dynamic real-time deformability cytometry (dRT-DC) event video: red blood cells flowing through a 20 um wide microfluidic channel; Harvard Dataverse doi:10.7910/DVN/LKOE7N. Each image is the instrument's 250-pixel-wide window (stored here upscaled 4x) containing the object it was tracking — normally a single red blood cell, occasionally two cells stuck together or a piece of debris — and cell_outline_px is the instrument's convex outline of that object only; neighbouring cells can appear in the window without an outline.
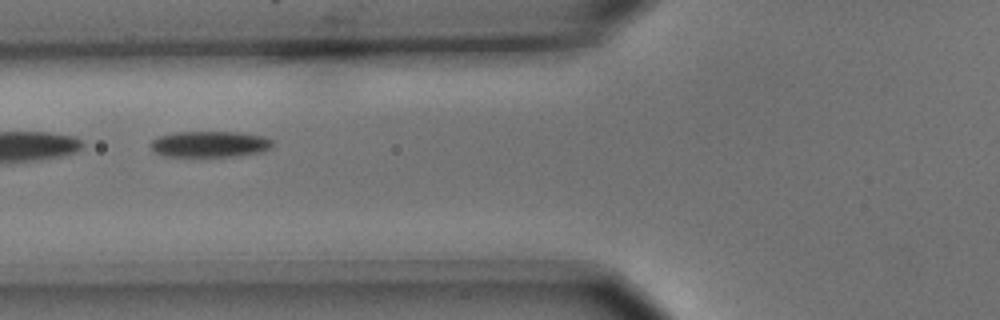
{"species": "common noctule bat (a hibernating species)", "species_latin": "Nyctalus noctula", "temperature_condition": "cold", "stored_images_in_passage": 14, "segment_of_instrument_passage": [2, 2], "camera_frame_rate_fps": 3000, "um_per_image_px": 0.085, "animal": {"sex": "male", "body_mass_g": 15.6}, "frame": {"image": 1, "passage_image": 6, "time_ms": 1.667, "image_size_px": [1000, 320], "cell_outline_px": [[272, 148], [264, 152], [236, 156], [164, 156], [152, 152], [148, 144], [156, 136], [176, 132], [240, 132], [264, 136], [272, 140]], "centroid_in_image_um": [17.8, 12.25], "position_along_channel_um": 108.0, "area_um2": 18.9}}
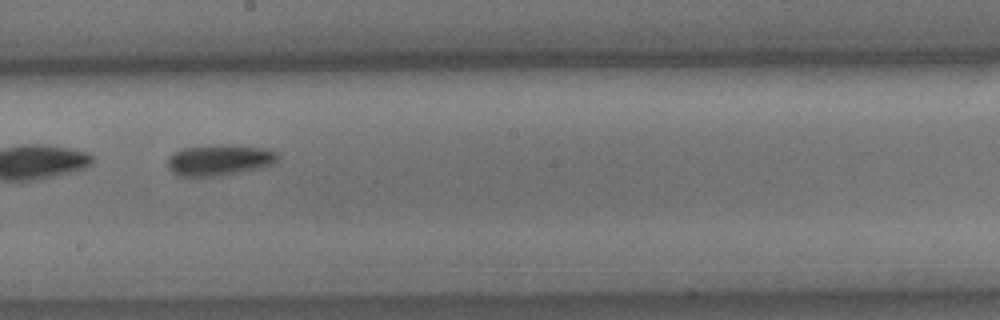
{"frame": {"image": 2, "passage_image": 9, "time_ms": 2.667, "image_size_px": [1000, 320], "cell_outline_px": [[280, 156], [272, 164], [264, 168], [220, 176], [180, 176], [168, 168], [168, 156], [184, 148], [220, 144], [228, 144], [264, 148], [276, 152]], "centroid_in_image_um": [18.69, 13.6], "position_along_channel_um": 229.5, "area_um2": 20.0}}
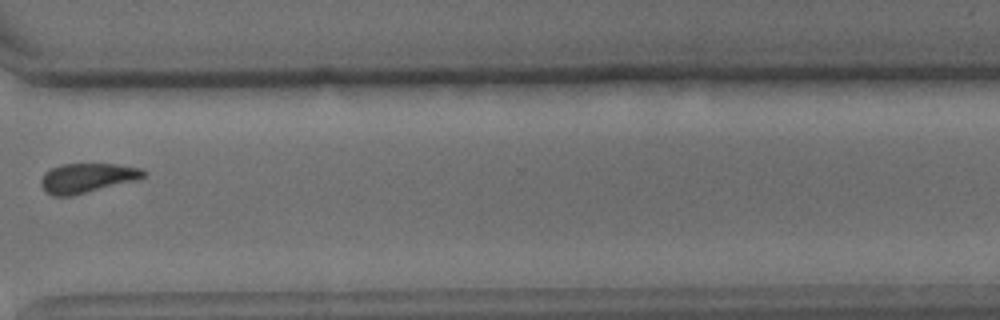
{"frame": {"image": 3, "passage_image": 12, "time_ms": 3.667, "image_size_px": [1000, 320], "cell_outline_px": [[148, 172], [144, 176], [136, 180], [72, 196], [52, 196], [44, 192], [40, 184], [40, 180], [44, 172], [60, 164], [116, 164], [140, 168]], "centroid_in_image_um": [7.36, 15.13], "position_along_channel_um": 363.2, "area_um2": 17.74}}